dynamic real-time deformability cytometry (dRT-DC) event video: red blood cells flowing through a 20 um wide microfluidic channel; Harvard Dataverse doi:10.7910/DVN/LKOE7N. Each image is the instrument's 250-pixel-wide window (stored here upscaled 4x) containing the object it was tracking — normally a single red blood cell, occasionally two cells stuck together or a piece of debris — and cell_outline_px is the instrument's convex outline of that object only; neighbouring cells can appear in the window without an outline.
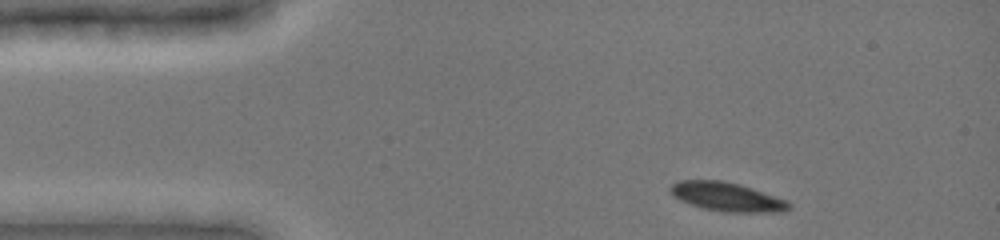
{"species": "common noctule bat (a hibernating species)", "species_latin": "Nyctalus noctula", "temperature_condition": "cold", "stored_images_in_passage": 7, "camera_frame_rate_fps": 3000, "um_per_image_px": 0.085, "animal": {"sex": "female", "body_mass_g": 19.0, "forearm_length_mm": 51.5}, "frame": {"image": 1, "passage_image": 1, "time_ms": 0.0, "image_size_px": [1000, 240], "cell_outline_px": [[792, 208], [784, 212], [724, 212], [704, 208], [680, 200], [668, 188], [672, 184], [680, 180], [724, 180], [740, 184], [788, 200], [792, 204]], "centroid_in_image_um": [61.87, 16.73], "position_along_channel_um": 23.1, "area_um2": 20.0}}
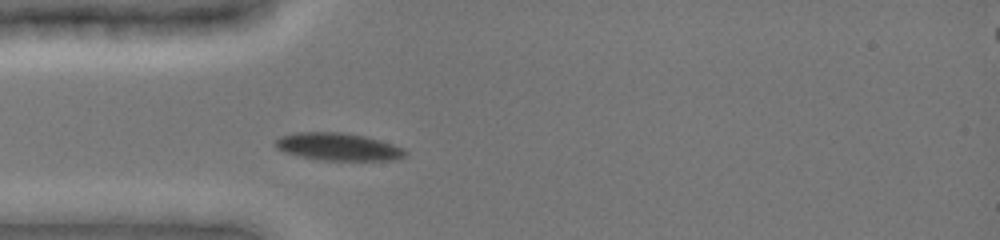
{"frame": {"image": 2, "passage_image": 7, "time_ms": 2.333, "image_size_px": [1000, 240], "cell_outline_px": [[408, 152], [404, 156], [392, 160], [320, 160], [300, 156], [284, 152], [276, 148], [276, 140], [280, 136], [296, 132], [340, 132], [364, 136], [380, 140], [404, 148]], "centroid_in_image_um": [28.73, 12.47], "position_along_channel_um": 56.3, "area_um2": 20.75}}